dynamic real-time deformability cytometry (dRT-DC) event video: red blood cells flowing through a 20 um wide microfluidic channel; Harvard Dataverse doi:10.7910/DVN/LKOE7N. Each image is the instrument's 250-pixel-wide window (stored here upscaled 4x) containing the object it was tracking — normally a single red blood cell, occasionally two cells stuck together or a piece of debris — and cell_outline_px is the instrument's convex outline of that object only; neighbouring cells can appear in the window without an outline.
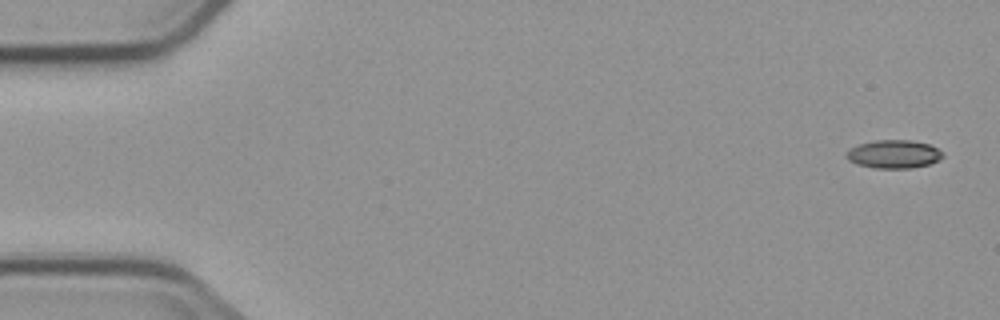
{"species": "common noctule bat (a hibernating species)", "species_latin": "Nyctalus noctula", "temperature_condition": "cold", "stored_images_in_passage": 10, "camera_frame_rate_fps": 3000, "um_per_image_px": 0.085, "animal": {"sex": "male", "body_mass_g": 23.1, "forearm_length_mm": 52.7}, "frame": {"image": 1, "passage_image": 1, "time_ms": 0.0, "image_size_px": [1000, 320], "cell_outline_px": [[944, 156], [940, 160], [928, 164], [912, 168], [876, 168], [856, 164], [848, 160], [848, 148], [860, 144], [876, 140], [912, 140], [928, 144], [944, 152]], "centroid_in_image_um": [76.0, 13.1], "position_along_channel_um": 9.0, "area_um2": 15.84}}
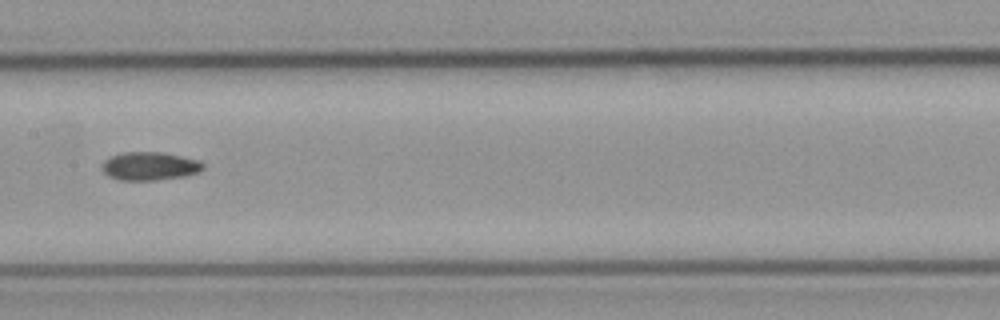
{"frame": {"image": 2, "passage_image": 7, "time_ms": 8.667, "image_size_px": [1000, 320], "cell_outline_px": [[204, 168], [200, 172], [184, 176], [152, 180], [120, 180], [108, 176], [100, 168], [104, 160], [112, 156], [124, 152], [160, 152], [200, 160], [204, 164]], "centroid_in_image_um": [12.72, 14.12], "position_along_channel_um": 194.7, "area_um2": 16.65}}
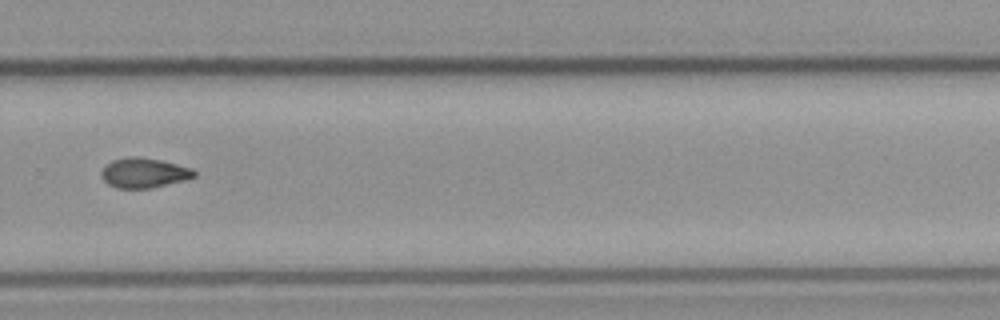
{"frame": {"image": 3, "passage_image": 10, "time_ms": 12.0, "image_size_px": [1000, 320], "cell_outline_px": [[196, 176], [188, 180], [152, 188], [116, 188], [108, 184], [104, 180], [104, 168], [112, 160], [128, 156], [136, 156], [160, 160], [192, 168], [196, 172]], "centroid_in_image_um": [12.31, 14.7], "position_along_channel_um": 317.5, "area_um2": 16.07}}